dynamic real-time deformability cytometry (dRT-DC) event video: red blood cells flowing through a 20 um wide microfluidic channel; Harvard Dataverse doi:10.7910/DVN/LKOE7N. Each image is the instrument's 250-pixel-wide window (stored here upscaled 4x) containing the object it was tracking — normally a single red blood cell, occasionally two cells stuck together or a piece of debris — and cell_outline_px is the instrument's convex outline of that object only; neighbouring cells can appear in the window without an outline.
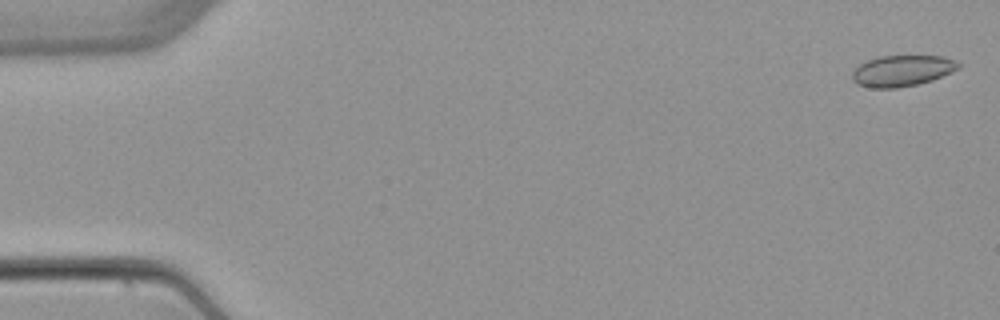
{"species": "common noctule bat (a hibernating species)", "species_latin": "Nyctalus noctula", "temperature_condition": "warm", "stored_images_in_passage": 5, "camera_frame_rate_fps": 3000, "um_per_image_px": 0.085, "animal": {"sex": "female", "body_mass_g": 22.7, "forearm_length_mm": 54.2}, "frame": {"image": 1, "passage_image": 1, "time_ms": 0.0, "image_size_px": [1000, 320], "cell_outline_px": [[960, 68], [932, 80], [916, 84], [896, 88], [872, 88], [856, 84], [852, 80], [852, 72], [864, 60], [880, 56], [944, 56], [956, 60], [960, 64]], "centroid_in_image_um": [76.66, 6.01], "position_along_channel_um": 8.3, "area_um2": 19.31}}
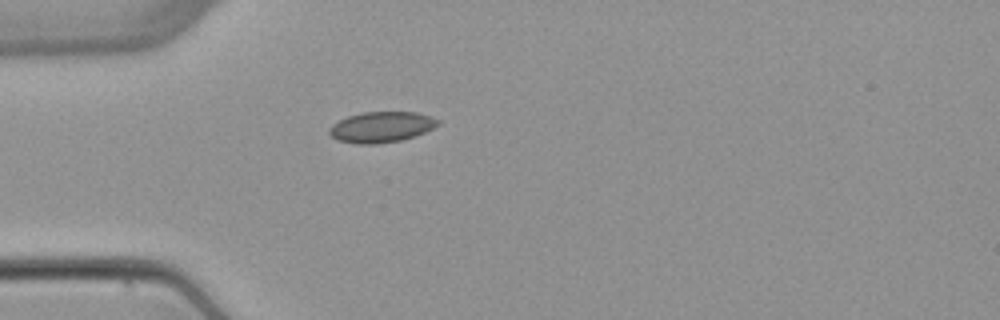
{"frame": {"image": 2, "passage_image": 5, "time_ms": 4.667, "image_size_px": [1000, 320], "cell_outline_px": [[440, 124], [416, 136], [400, 140], [376, 144], [356, 144], [336, 140], [328, 132], [328, 128], [332, 124], [348, 116], [364, 112], [416, 112], [432, 116], [440, 120]], "centroid_in_image_um": [32.41, 10.8], "position_along_channel_um": 52.6, "area_um2": 19.54}}